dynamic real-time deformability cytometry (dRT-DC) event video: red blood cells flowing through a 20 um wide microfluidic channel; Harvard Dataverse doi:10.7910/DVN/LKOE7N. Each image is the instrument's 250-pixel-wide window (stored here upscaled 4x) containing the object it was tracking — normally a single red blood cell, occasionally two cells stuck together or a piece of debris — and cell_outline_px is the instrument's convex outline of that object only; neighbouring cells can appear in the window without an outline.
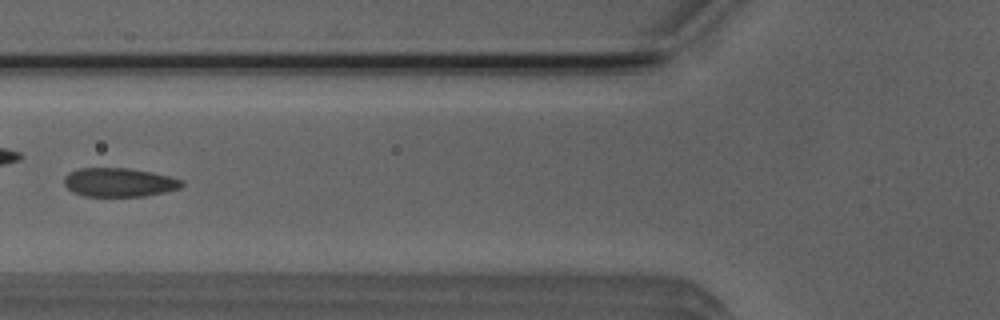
{"species": "Egyptian fruit bat (a non-hibernating species)", "species_latin": "Rousettus aegyptiacus", "temperature_condition": "room temperature", "stored_images_in_passage": 4, "camera_frame_rate_fps": 3000, "um_per_image_px": 0.085, "animal": {"sex": "male"}, "frame": {"image": 1, "passage_image": 4, "time_ms": 4.333, "image_size_px": [1000, 320], "cell_outline_px": [[184, 184], [180, 188], [164, 192], [144, 196], [84, 196], [72, 192], [64, 184], [64, 176], [68, 172], [80, 168], [128, 168], [152, 172], [184, 180]], "centroid_in_image_um": [10.11, 15.5], "position_along_channel_um": 115.7, "area_um2": 19.83}}